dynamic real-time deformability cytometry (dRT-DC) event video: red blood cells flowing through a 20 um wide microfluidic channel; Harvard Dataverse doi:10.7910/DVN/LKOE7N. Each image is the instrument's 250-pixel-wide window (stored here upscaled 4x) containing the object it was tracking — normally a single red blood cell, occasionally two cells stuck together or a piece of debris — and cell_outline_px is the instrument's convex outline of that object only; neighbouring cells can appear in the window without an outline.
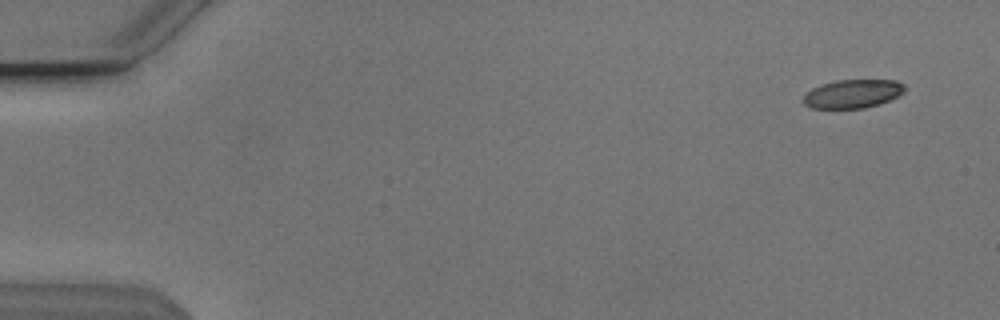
{"species": "Egyptian fruit bat (a non-hibernating species)", "species_latin": "Rousettus aegyptiacus", "temperature_condition": "cold", "stored_images_in_passage": 19, "camera_frame_rate_fps": 3000, "um_per_image_px": 0.085, "animal": {"sex": "male"}, "frame": {"image": 1, "passage_image": 4, "time_ms": 1.0, "image_size_px": [1000, 320], "cell_outline_px": [[904, 92], [892, 100], [880, 104], [864, 108], [812, 108], [804, 104], [800, 100], [812, 88], [836, 80], [896, 80], [904, 84]], "centroid_in_image_um": [72.5, 7.98], "position_along_channel_um": 12.5, "area_um2": 16.94}}
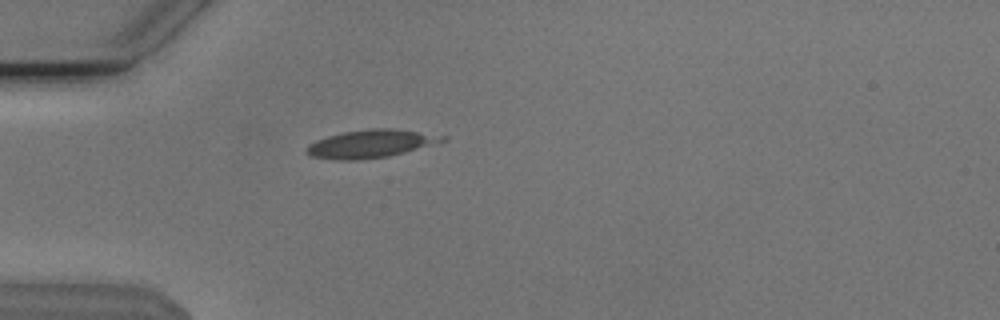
{"frame": {"image": 2, "passage_image": 17, "time_ms": 5.333, "image_size_px": [1000, 320], "cell_outline_px": [[448, 140], [440, 144], [388, 156], [356, 160], [340, 160], [308, 156], [304, 152], [304, 148], [308, 144], [316, 140], [328, 136], [344, 132], [372, 128], [392, 128], [448, 136]], "centroid_in_image_um": [31.55, 12.22], "position_along_channel_um": 53.4, "area_um2": 22.48}}